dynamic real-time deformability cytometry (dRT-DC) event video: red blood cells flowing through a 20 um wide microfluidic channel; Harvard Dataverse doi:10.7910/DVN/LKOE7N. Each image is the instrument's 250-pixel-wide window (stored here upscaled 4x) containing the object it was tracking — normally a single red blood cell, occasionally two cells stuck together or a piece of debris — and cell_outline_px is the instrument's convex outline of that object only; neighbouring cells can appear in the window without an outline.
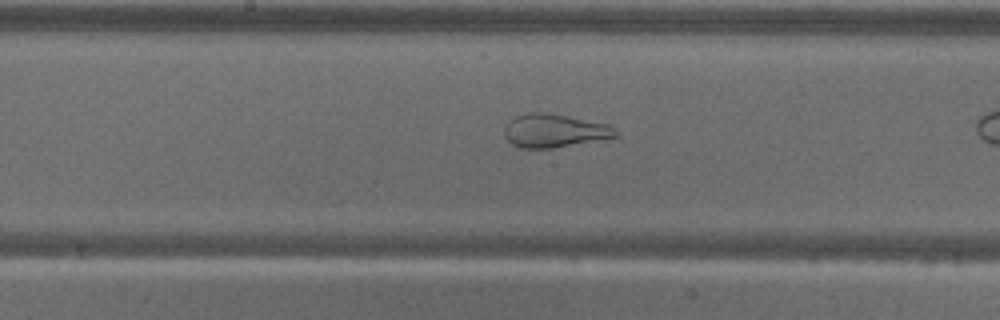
{"species": "common noctule bat (a hibernating species)", "species_latin": "Nyctalus noctula", "temperature_condition": "warm", "stored_images_in_passage": 16, "camera_frame_rate_fps": 3000, "um_per_image_px": 0.085, "animal": {"sex": "male", "body_mass_g": 18.8}, "frame": {"image": 1, "passage_image": 10, "time_ms": 3.0, "image_size_px": [1000, 320], "cell_outline_px": [[620, 132], [616, 136], [552, 148], [520, 148], [512, 144], [504, 136], [504, 124], [512, 116], [528, 112], [540, 112], [564, 116], [608, 124]], "centroid_in_image_um": [47.02, 11.1], "position_along_channel_um": 201.2, "area_um2": 21.44}}